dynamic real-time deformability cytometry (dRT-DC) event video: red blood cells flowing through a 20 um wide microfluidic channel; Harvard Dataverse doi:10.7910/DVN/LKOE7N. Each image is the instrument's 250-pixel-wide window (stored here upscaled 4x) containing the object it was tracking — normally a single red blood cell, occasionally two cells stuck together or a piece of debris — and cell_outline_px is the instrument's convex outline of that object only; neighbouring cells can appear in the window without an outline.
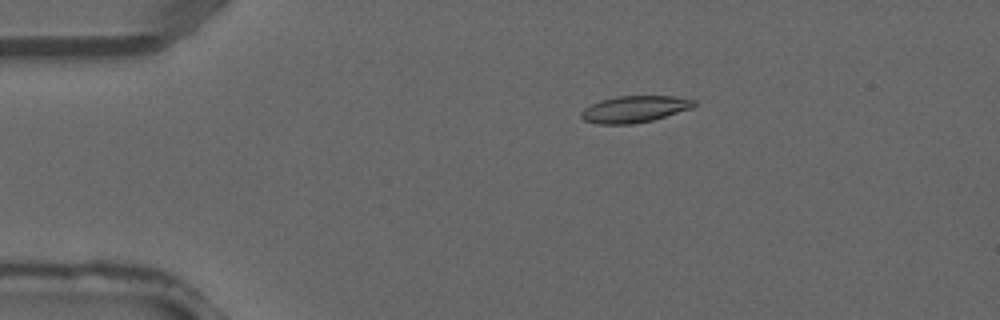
{"species": "common noctule bat (a hibernating species)", "species_latin": "Nyctalus noctula", "temperature_condition": "warm", "stored_images_in_passage": 2, "camera_frame_rate_fps": 3000, "um_per_image_px": 0.085, "animal": {"sex": "male", "forearm_length_mm": 52.5}, "frame": {"image": 1, "passage_image": 1, "time_ms": 0.0, "image_size_px": [1000, 320], "cell_outline_px": [[696, 104], [692, 108], [652, 120], [632, 124], [596, 124], [584, 120], [580, 116], [580, 112], [584, 108], [600, 100], [620, 96], [676, 96], [696, 100]], "centroid_in_image_um": [53.93, 9.27], "position_along_channel_um": 31.1, "area_um2": 17.51}}